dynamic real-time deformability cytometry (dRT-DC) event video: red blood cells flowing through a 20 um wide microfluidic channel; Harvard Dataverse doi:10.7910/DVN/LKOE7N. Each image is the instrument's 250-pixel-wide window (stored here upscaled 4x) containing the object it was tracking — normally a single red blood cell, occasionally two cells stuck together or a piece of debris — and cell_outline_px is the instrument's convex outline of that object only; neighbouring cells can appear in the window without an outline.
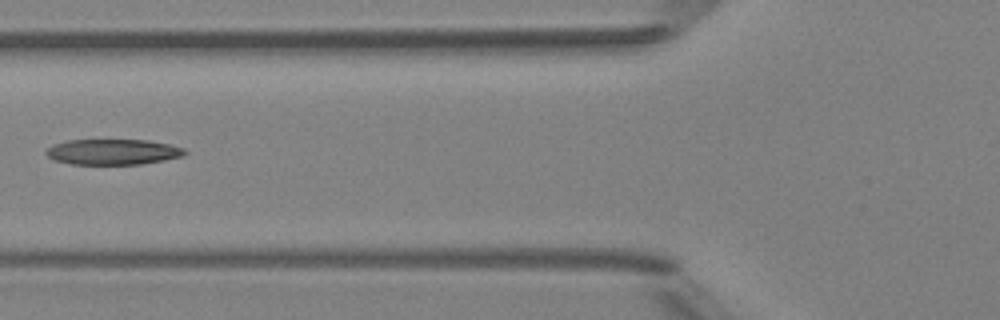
{"species": "Egyptian fruit bat (a non-hibernating species)", "species_latin": "Rousettus aegyptiacus", "temperature_condition": "room temperature", "stored_images_in_passage": 5, "camera_frame_rate_fps": 3000, "um_per_image_px": 0.085, "animal": {"sex": "female"}, "frame": {"image": 1, "passage_image": 4, "time_ms": 3.667, "image_size_px": [1000, 320], "cell_outline_px": [[188, 152], [184, 156], [164, 160], [140, 164], [72, 164], [52, 160], [44, 152], [52, 144], [68, 140], [148, 140], [172, 144], [184, 148]], "centroid_in_image_um": [9.61, 12.9], "position_along_channel_um": 116.2, "area_um2": 20.87}}
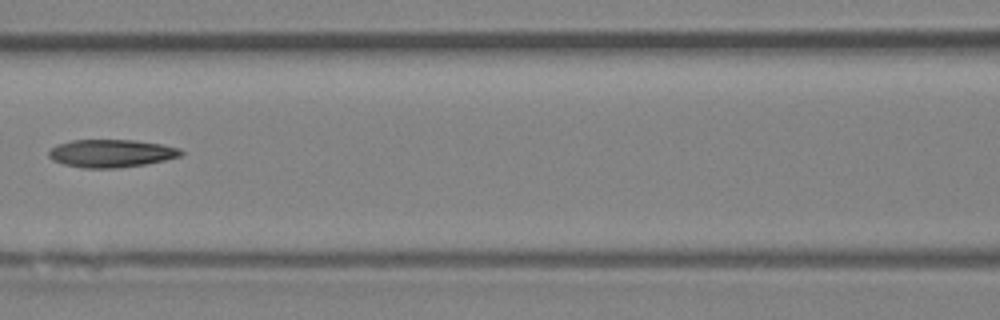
{"frame": {"image": 2, "passage_image": 5, "time_ms": 4.667, "image_size_px": [1000, 320], "cell_outline_px": [[184, 152], [180, 156], [164, 160], [144, 164], [116, 168], [84, 168], [64, 164], [52, 160], [48, 156], [48, 152], [56, 144], [72, 140], [132, 140], [160, 144], [180, 148]], "centroid_in_image_um": [9.42, 13.03], "position_along_channel_um": 157.2, "area_um2": 21.33}}